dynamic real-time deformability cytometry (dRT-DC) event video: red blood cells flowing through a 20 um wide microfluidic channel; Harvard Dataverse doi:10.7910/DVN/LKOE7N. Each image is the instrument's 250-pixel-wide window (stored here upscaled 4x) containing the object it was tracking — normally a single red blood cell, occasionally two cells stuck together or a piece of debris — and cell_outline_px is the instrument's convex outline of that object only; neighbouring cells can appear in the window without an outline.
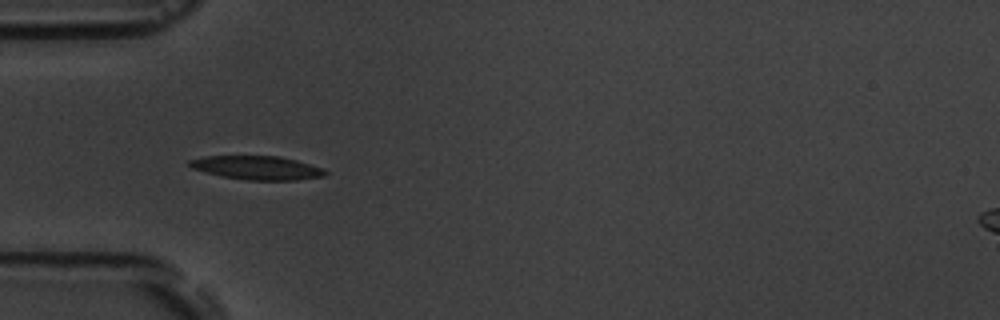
{"species": "common noctule bat (a hibernating species)", "species_latin": "Nyctalus noctula", "temperature_condition": "room temperature", "stored_images_in_passage": 7, "camera_frame_rate_fps": 3000, "um_per_image_px": 0.085, "animal": {"sex": "male", "body_mass_g": 19.5, "forearm_length_mm": 54.6}, "frame": {"image": 1, "passage_image": 7, "time_ms": 7.0, "image_size_px": [1000, 320], "cell_outline_px": [[328, 172], [324, 176], [296, 180], [248, 180], [220, 176], [192, 168], [188, 164], [188, 160], [204, 156], [280, 156], [296, 160], [324, 168]], "centroid_in_image_um": [21.86, 14.26], "position_along_channel_um": 63.1, "area_um2": 18.79}}